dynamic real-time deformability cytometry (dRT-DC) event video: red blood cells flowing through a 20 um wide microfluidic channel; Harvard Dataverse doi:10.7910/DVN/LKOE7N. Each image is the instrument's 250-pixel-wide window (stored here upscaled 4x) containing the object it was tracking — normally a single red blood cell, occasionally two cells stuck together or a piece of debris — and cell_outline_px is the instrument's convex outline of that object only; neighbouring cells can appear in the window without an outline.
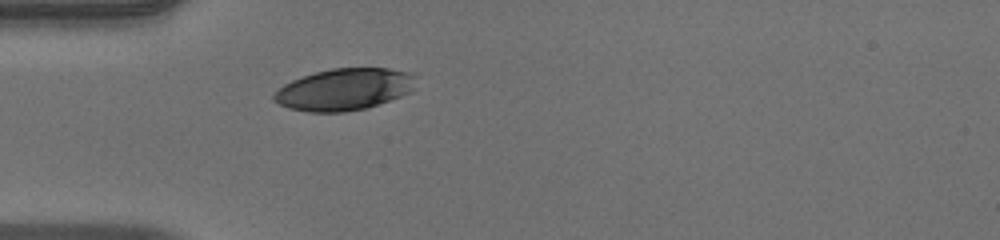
{"species": "human", "species_latin": "Homo sapiens", "temperature_condition": "warm", "stored_images_in_passage": 29, "camera_frame_rate_fps": 3000, "um_per_image_px": 0.085, "donor": {"sex": "male"}, "frame": {"image": 1, "passage_image": 1, "time_ms": 0.0, "image_size_px": [1000, 240], "cell_outline_px": [[412, 76], [408, 92], [400, 96], [364, 108], [344, 112], [308, 112], [288, 108], [272, 100], [272, 96], [284, 84], [292, 80], [316, 72], [332, 68], [388, 68], [408, 72]], "centroid_in_image_um": [29.15, 7.6], "position_along_channel_um": 55.8, "area_um2": 33.76}}
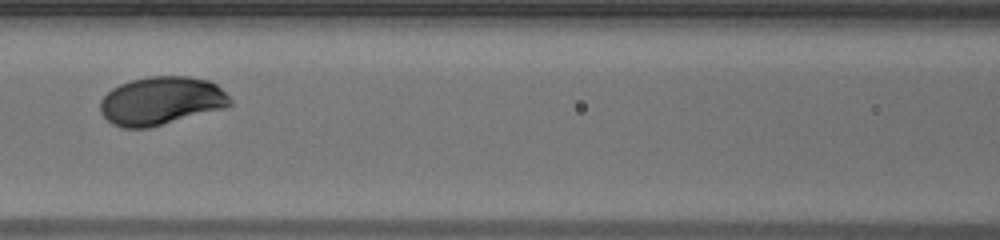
{"frame": {"image": 2, "passage_image": 9, "time_ms": 2.667, "image_size_px": [1000, 240], "cell_outline_px": [[232, 104], [224, 108], [148, 128], [120, 128], [112, 124], [100, 112], [100, 100], [112, 88], [120, 84], [132, 80], [148, 76], [188, 76], [208, 80], [216, 84], [232, 100]], "centroid_in_image_um": [13.68, 8.57], "position_along_channel_um": 152.9, "area_um2": 36.47}}
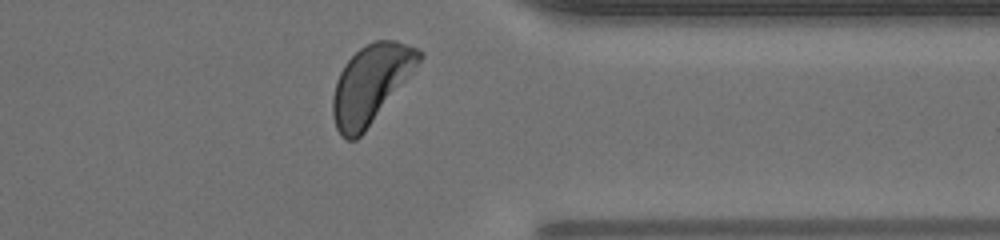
{"frame": {"image": 3, "passage_image": 27, "time_ms": 8.667, "image_size_px": [1000, 240], "cell_outline_px": [[424, 56], [364, 132], [356, 140], [344, 140], [340, 136], [336, 128], [332, 116], [332, 96], [336, 80], [344, 64], [364, 44], [376, 40], [396, 40], [416, 48], [424, 52]], "centroid_in_image_um": [31.47, 7.14], "position_along_channel_um": 379.9, "area_um2": 38.9}, "authors_computed_cell_mechanics": {"area_um2": 36.4718, "velocity_mm_per_s": 3.8965, "shape_relaxation_time_tau1_ms": 1.8134, "shape_relaxation_time_tau2_ms": null, "deformation_change_tau1": 0.1255, "deformation_change_tau2": null}}